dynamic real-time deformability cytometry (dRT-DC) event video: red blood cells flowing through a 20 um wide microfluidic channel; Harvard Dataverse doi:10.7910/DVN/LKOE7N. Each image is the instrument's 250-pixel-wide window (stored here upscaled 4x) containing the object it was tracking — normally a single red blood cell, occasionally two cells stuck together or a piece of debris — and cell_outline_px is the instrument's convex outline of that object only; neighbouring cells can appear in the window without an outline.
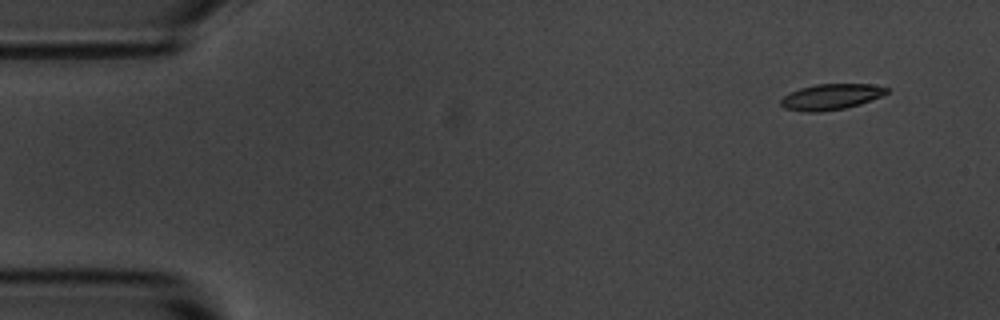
{"species": "common noctule bat (a hibernating species)", "species_latin": "Nyctalus noctula", "temperature_condition": "room temperature", "stored_images_in_passage": 6, "camera_frame_rate_fps": 3000, "um_per_image_px": 0.085, "animal": {"sex": "male", "body_mass_g": 20.1, "forearm_length_mm": 53.5}, "frame": {"image": 1, "passage_image": 1, "time_ms": 0.0, "image_size_px": [1000, 320], "cell_outline_px": [[888, 92], [880, 96], [860, 104], [844, 108], [820, 112], [804, 112], [784, 108], [780, 104], [780, 100], [784, 96], [800, 88], [816, 84], [872, 84], [888, 88]], "centroid_in_image_um": [70.61, 8.23], "position_along_channel_um": 14.4, "area_um2": 15.78}}
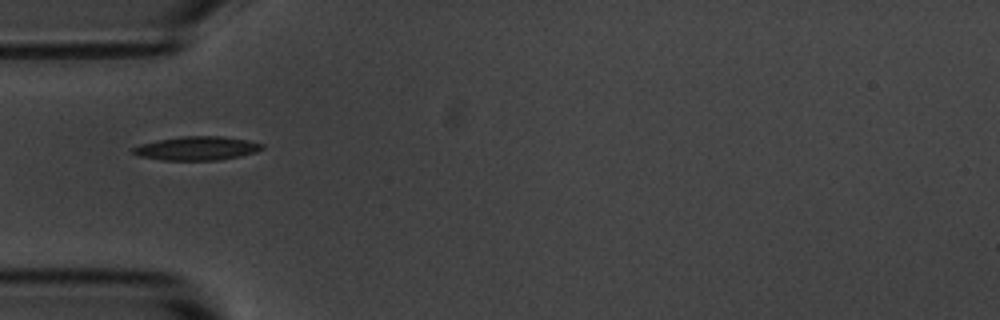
{"frame": {"image": 2, "passage_image": 4, "time_ms": 4.333, "image_size_px": [1000, 320], "cell_outline_px": [[264, 148], [256, 152], [240, 156], [220, 160], [160, 160], [140, 156], [132, 152], [132, 148], [140, 144], [156, 140], [180, 136], [224, 136], [248, 140], [264, 144]], "centroid_in_image_um": [16.75, 12.6], "position_along_channel_um": 68.3, "area_um2": 18.03}}
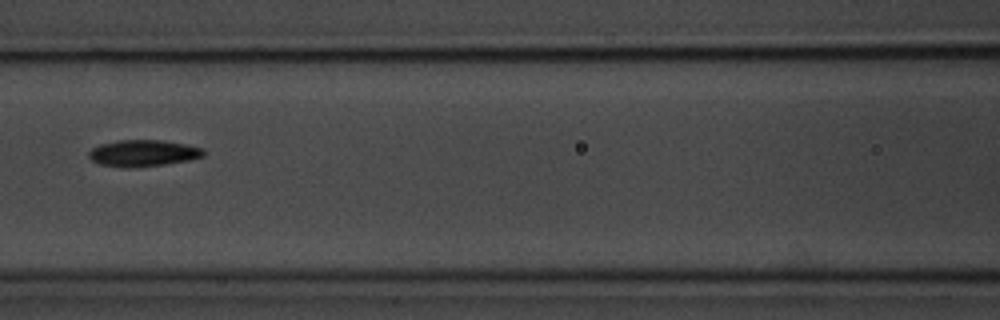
{"frame": {"image": 3, "passage_image": 6, "time_ms": 6.667, "image_size_px": [1000, 320], "cell_outline_px": [[204, 156], [188, 160], [164, 164], [128, 168], [100, 164], [92, 160], [88, 156], [88, 152], [92, 148], [100, 144], [116, 140], [160, 140], [184, 144], [204, 148]], "centroid_in_image_um": [12.14, 13.01], "position_along_channel_um": 154.5, "area_um2": 17.63}}